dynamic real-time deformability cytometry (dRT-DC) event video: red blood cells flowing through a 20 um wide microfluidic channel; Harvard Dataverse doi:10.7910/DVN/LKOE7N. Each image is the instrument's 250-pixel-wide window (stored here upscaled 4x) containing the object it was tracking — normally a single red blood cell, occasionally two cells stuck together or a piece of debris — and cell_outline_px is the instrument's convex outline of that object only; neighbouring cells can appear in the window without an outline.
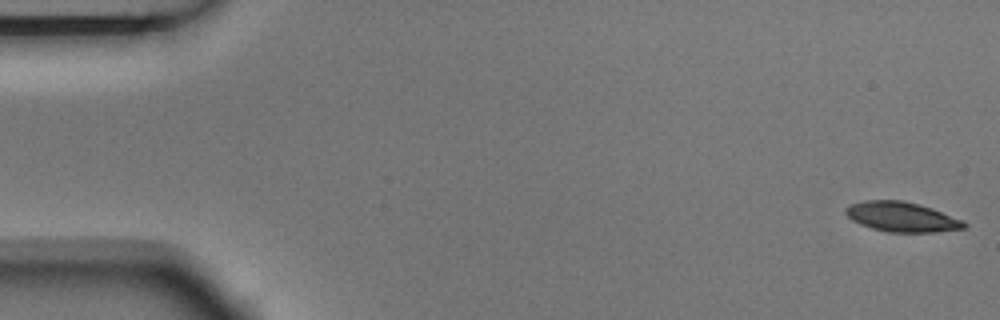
{"species": "Egyptian fruit bat (a non-hibernating species)", "species_latin": "Rousettus aegyptiacus", "temperature_condition": "room temperature", "stored_images_in_passage": 5, "camera_frame_rate_fps": 3000, "um_per_image_px": 0.085, "animal": {"sex": "male"}, "frame": {"image": 1, "passage_image": 1, "time_ms": 0.0, "image_size_px": [1000, 320], "cell_outline_px": [[968, 228], [936, 232], [888, 232], [872, 228], [860, 224], [852, 220], [844, 212], [844, 208], [848, 204], [864, 200], [904, 200], [920, 204], [932, 208], [964, 220], [968, 224]], "centroid_in_image_um": [76.67, 18.43], "position_along_channel_um": 8.3, "area_um2": 20.92}}
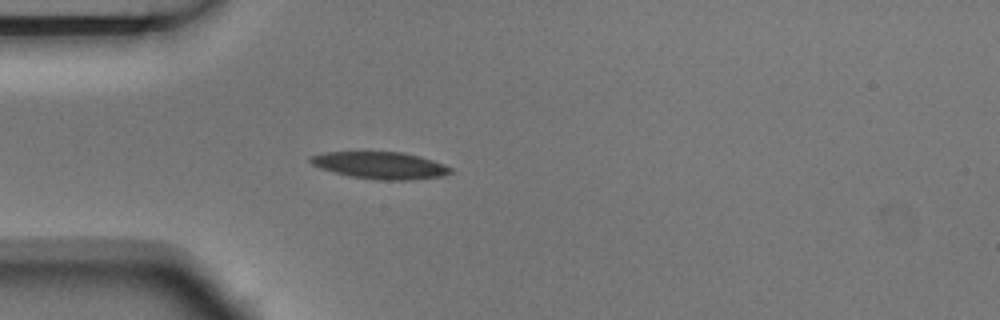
{"frame": {"image": 2, "passage_image": 5, "time_ms": 1.333, "image_size_px": [1000, 320], "cell_outline_px": [[452, 172], [444, 176], [408, 180], [376, 180], [348, 176], [320, 168], [312, 164], [308, 160], [312, 156], [324, 152], [404, 152], [420, 156], [444, 164], [452, 168]], "centroid_in_image_um": [32.34, 14.06], "position_along_channel_um": 52.7, "area_um2": 22.14}}